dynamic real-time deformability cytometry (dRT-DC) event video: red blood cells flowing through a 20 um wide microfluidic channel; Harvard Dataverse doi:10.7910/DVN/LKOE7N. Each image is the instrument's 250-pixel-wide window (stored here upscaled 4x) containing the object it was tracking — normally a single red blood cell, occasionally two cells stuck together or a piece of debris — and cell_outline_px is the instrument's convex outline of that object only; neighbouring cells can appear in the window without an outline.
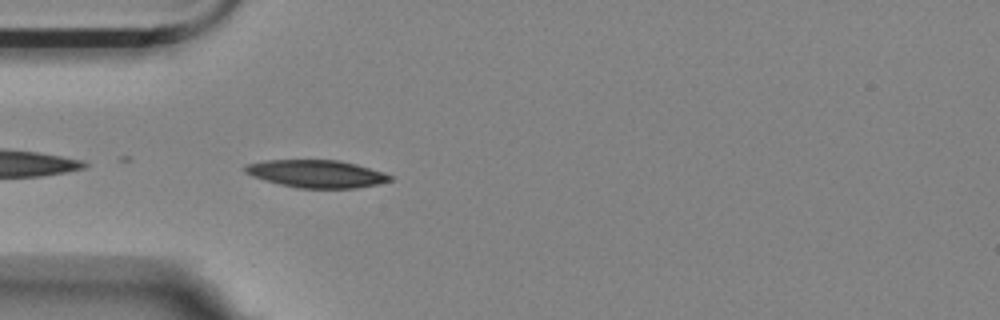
{"species": "Egyptian fruit bat (a non-hibernating species)", "species_latin": "Rousettus aegyptiacus", "temperature_condition": "room temperature", "stored_images_in_passage": 5, "camera_frame_rate_fps": 3000, "um_per_image_px": 0.085, "animal": {"sex": "female"}, "frame": {"image": 1, "passage_image": 5, "time_ms": 4.667, "image_size_px": [1000, 320], "cell_outline_px": [[392, 180], [376, 184], [356, 188], [300, 188], [280, 184], [252, 176], [244, 172], [244, 164], [264, 160], [340, 160], [356, 164], [384, 172], [392, 176]], "centroid_in_image_um": [26.88, 14.76], "position_along_channel_um": 58.1, "area_um2": 23.29}}